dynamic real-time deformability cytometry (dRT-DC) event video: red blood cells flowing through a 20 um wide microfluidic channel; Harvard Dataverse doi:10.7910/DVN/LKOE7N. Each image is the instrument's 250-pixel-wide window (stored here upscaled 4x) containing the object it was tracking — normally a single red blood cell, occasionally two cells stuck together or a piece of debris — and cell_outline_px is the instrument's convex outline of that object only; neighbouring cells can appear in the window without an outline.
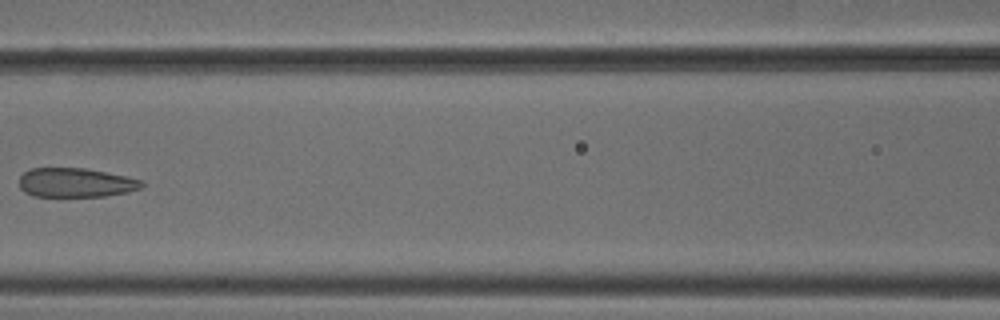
{"species": "common noctule bat (a hibernating species)", "species_latin": "Nyctalus noctula", "temperature_condition": "cold", "stored_images_in_passage": 6, "camera_frame_rate_fps": 3000, "um_per_image_px": 0.085, "animal": {"sex": "male", "body_mass_g": 18.8}, "frame": {"image": 1, "passage_image": 5, "time_ms": 1.333, "image_size_px": [1000, 320], "cell_outline_px": [[144, 184], [140, 188], [128, 192], [104, 196], [32, 196], [24, 192], [20, 188], [20, 176], [24, 172], [32, 168], [84, 168], [144, 180]], "centroid_in_image_um": [6.42, 15.52], "position_along_channel_um": 160.2, "area_um2": 20.75}}
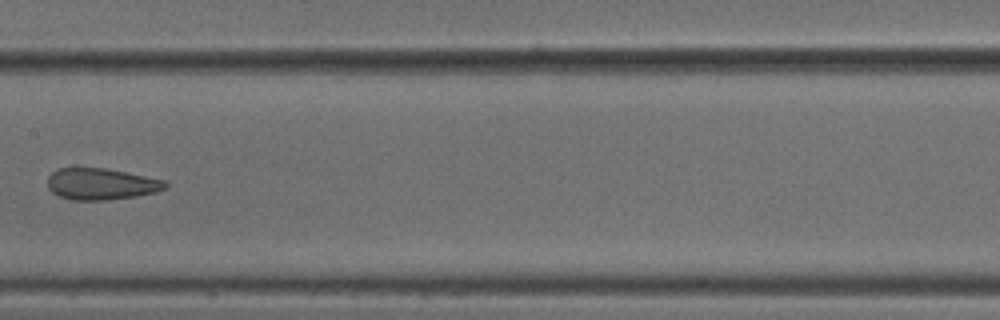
{"frame": {"image": 2, "passage_image": 6, "time_ms": 1.667, "image_size_px": [1000, 320], "cell_outline_px": [[168, 188], [156, 192], [136, 196], [104, 200], [72, 200], [60, 196], [52, 192], [48, 188], [48, 176], [52, 172], [60, 168], [104, 168], [164, 180], [168, 184]], "centroid_in_image_um": [8.6, 15.64], "position_along_channel_um": 198.8, "area_um2": 21.44}}